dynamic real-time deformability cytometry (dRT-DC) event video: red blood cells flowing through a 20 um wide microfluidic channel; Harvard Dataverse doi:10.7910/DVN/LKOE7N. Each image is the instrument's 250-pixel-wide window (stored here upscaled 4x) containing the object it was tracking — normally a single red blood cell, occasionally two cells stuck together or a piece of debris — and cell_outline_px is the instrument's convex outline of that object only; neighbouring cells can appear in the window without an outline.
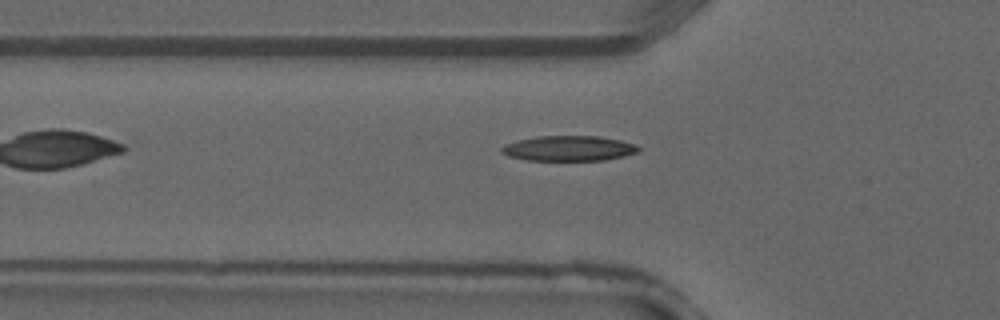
{"species": "common noctule bat (a hibernating species)", "species_latin": "Nyctalus noctula", "temperature_condition": "warm", "stored_images_in_passage": 6, "camera_frame_rate_fps": 3000, "um_per_image_px": 0.085, "animal": {"sex": "male", "forearm_length_mm": 52.5}, "frame": {"image": 1, "passage_image": 6, "time_ms": 1.667, "image_size_px": [1000, 320], "cell_outline_px": [[640, 152], [624, 156], [604, 160], [528, 160], [508, 156], [500, 152], [500, 148], [504, 144], [516, 140], [536, 136], [600, 136], [620, 140], [636, 144], [640, 148]], "centroid_in_image_um": [48.34, 12.6], "position_along_channel_um": 77.5, "area_um2": 20.29}}